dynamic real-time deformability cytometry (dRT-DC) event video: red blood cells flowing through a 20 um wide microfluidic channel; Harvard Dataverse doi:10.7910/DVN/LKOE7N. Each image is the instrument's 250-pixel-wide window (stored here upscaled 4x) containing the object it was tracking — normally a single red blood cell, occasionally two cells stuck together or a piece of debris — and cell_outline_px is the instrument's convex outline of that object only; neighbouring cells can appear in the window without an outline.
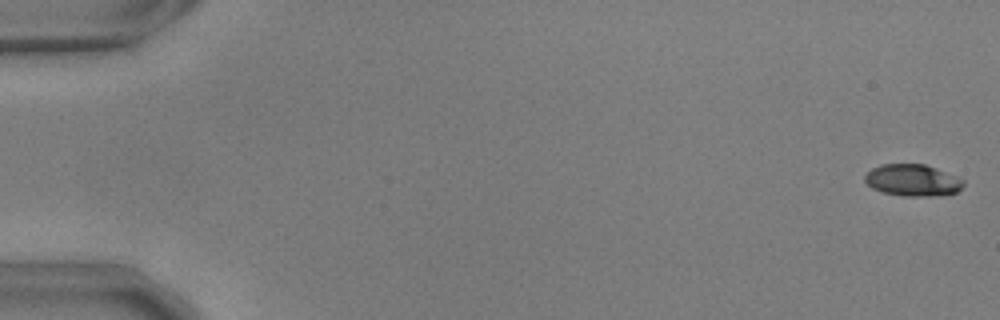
{"species": "common noctule bat (a hibernating species)", "species_latin": "Nyctalus noctula", "temperature_condition": "warm", "stored_images_in_passage": 55, "camera_frame_rate_fps": 3000, "um_per_image_px": 0.085, "animal": {"sex": "male", "body_mass_g": 17.9, "forearm_length_mm": 54.2}, "frame": {"image": 1, "passage_image": 1, "time_ms": 0.0, "image_size_px": [1000, 320], "cell_outline_px": [[964, 184], [956, 192], [932, 196], [904, 196], [880, 192], [872, 188], [864, 180], [864, 176], [872, 168], [884, 164], [924, 164], [936, 168], [956, 176], [964, 180]], "centroid_in_image_um": [77.55, 15.32], "position_along_channel_um": 7.5, "area_um2": 18.15}}
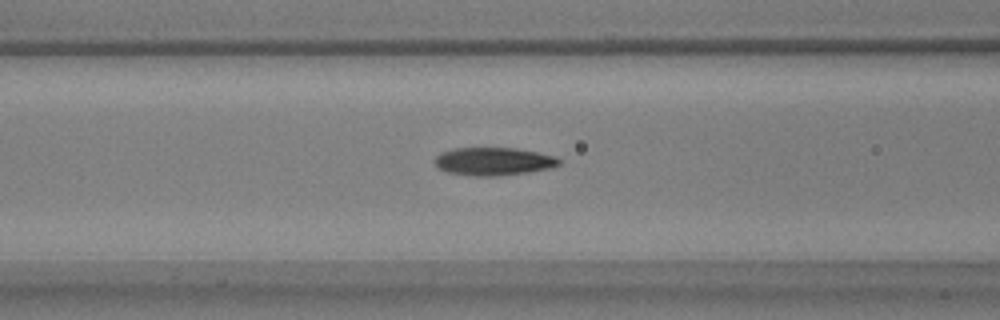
{"frame": {"image": 2, "passage_image": 23, "time_ms": 7.333, "image_size_px": [1000, 320], "cell_outline_px": [[560, 164], [552, 168], [528, 172], [496, 176], [476, 176], [444, 172], [436, 168], [432, 160], [440, 152], [456, 148], [516, 148], [556, 156], [560, 160]], "centroid_in_image_um": [41.9, 13.72], "position_along_channel_um": 124.7, "area_um2": 20.52}}
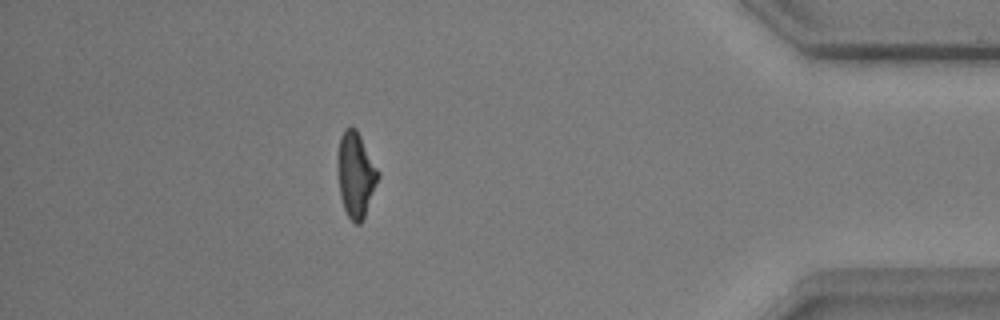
{"frame": {"image": 3, "passage_image": 49, "time_ms": 16.0, "image_size_px": [1000, 320], "cell_outline_px": [[380, 176], [364, 216], [360, 224], [356, 224], [348, 216], [344, 208], [340, 196], [336, 168], [336, 156], [340, 136], [344, 128], [356, 128], [380, 172]], "centroid_in_image_um": [30.21, 14.81], "position_along_channel_um": 405.0, "area_um2": 20.29}, "authors_computed_cell_mechanics": {"area_um2": 19.7098, "velocity_mm_per_s": 3.7171, "shape_relaxation_time_tau1_ms": 3.9314, "shape_relaxation_time_tau2_ms": 1.7785, "deformation_change_tau1": 0.1754, "deformation_change_tau2": 0.0934}}